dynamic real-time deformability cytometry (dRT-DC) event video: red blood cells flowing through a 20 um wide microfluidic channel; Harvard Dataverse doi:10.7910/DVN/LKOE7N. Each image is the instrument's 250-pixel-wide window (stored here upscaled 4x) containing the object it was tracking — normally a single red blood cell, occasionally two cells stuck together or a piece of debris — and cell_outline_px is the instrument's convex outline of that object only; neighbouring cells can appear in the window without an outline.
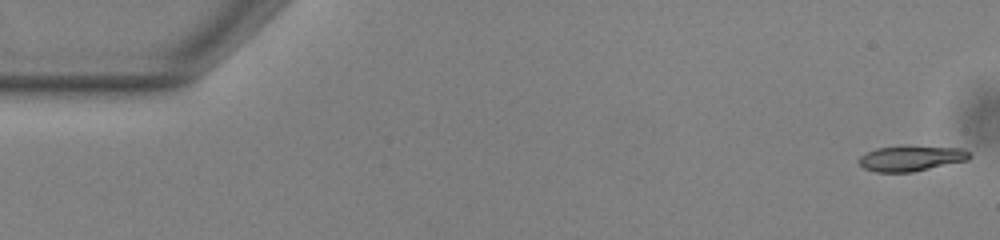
{"species": "common noctule bat (a hibernating species)", "species_latin": "Nyctalus noctula", "temperature_condition": "warm", "stored_images_in_passage": 53, "camera_frame_rate_fps": 3000, "um_per_image_px": 0.085, "animal": {"sex": "male", "body_mass_g": 13.0, "forearm_length_mm": 53.1}, "frame": {"image": 1, "passage_image": 1, "time_ms": 0.0, "image_size_px": [1000, 240], "cell_outline_px": [[972, 156], [968, 160], [912, 172], [876, 172], [864, 168], [856, 160], [864, 152], [876, 148], [904, 144], [908, 144], [964, 148], [972, 152]], "centroid_in_image_um": [77.46, 13.41], "position_along_channel_um": 7.5, "area_um2": 17.22}}
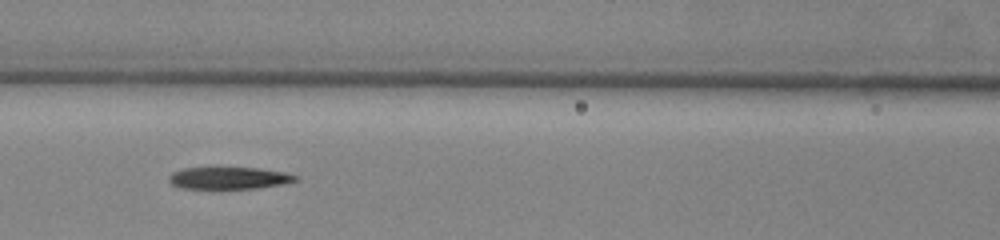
{"frame": {"image": 2, "passage_image": 23, "time_ms": 7.333, "image_size_px": [1000, 240], "cell_outline_px": [[300, 180], [288, 184], [256, 188], [220, 192], [212, 192], [180, 188], [172, 184], [168, 180], [168, 176], [172, 172], [184, 168], [260, 168], [284, 172], [300, 176]], "centroid_in_image_um": [19.47, 15.2], "position_along_channel_um": 147.1, "area_um2": 17.63}}
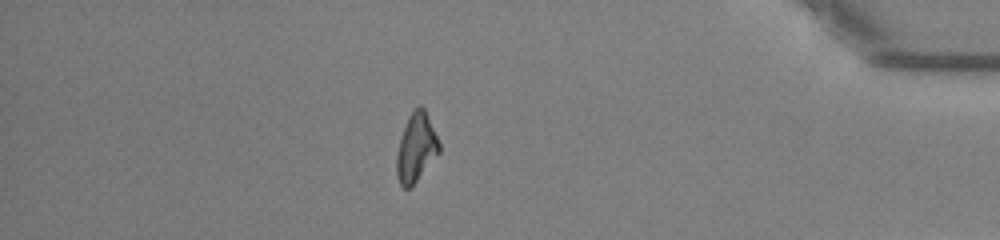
{"frame": {"image": 3, "passage_image": 46, "time_ms": 15.0, "image_size_px": [1000, 240], "cell_outline_px": [[440, 152], [416, 180], [408, 188], [404, 188], [400, 184], [396, 176], [396, 156], [400, 136], [408, 116], [420, 104], [424, 108], [440, 144]], "centroid_in_image_um": [35.35, 12.54], "position_along_channel_um": 399.9, "area_um2": 16.76}, "authors_computed_cell_mechanics": {"area_um2": 17.34, "velocity_mm_per_s": 3.8446, "shape_relaxation_time_tau1_ms": 7.1266, "shape_relaxation_time_tau2_ms": null, "deformation_change_tau1": 0.2359, "deformation_change_tau2": null}}